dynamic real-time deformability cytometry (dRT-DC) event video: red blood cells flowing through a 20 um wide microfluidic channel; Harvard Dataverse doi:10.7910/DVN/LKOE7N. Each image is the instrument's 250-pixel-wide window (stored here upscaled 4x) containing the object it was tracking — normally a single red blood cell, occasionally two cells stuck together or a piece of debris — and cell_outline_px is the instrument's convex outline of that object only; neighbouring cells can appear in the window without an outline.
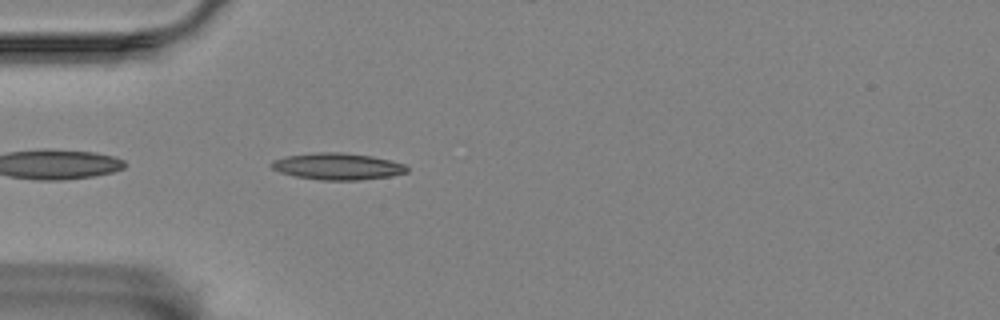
{"species": "Egyptian fruit bat (a non-hibernating species)", "species_latin": "Rousettus aegyptiacus", "temperature_condition": "room temperature", "stored_images_in_passage": 43, "camera_frame_rate_fps": 3000, "um_per_image_px": 0.085, "animal": {"sex": "female"}, "frame": {"image": 1, "passage_image": 2, "time_ms": 0.333, "image_size_px": [1000, 320], "cell_outline_px": [[408, 172], [392, 176], [360, 180], [320, 180], [296, 176], [280, 172], [272, 168], [268, 164], [272, 160], [284, 156], [316, 152], [340, 152], [372, 156], [404, 164], [408, 168]], "centroid_in_image_um": [28.66, 14.14], "position_along_channel_um": 56.3, "area_um2": 21.15}}
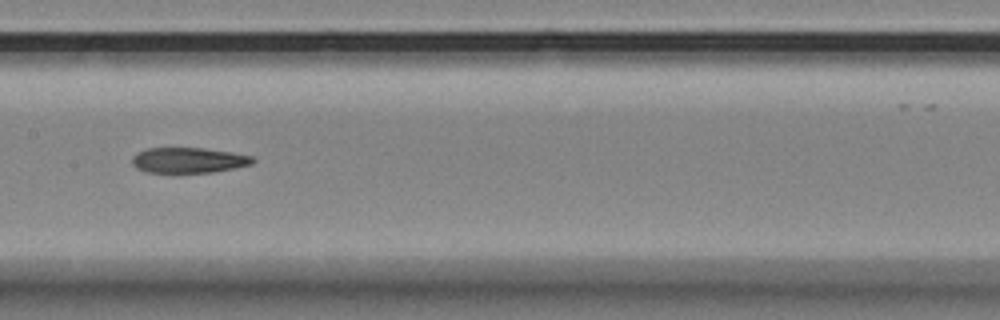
{"frame": {"image": 2, "passage_image": 14, "time_ms": 4.333, "image_size_px": [1000, 320], "cell_outline_px": [[256, 160], [252, 164], [212, 172], [144, 172], [136, 168], [132, 164], [132, 156], [136, 152], [148, 148], [204, 148], [252, 156]], "centroid_in_image_um": [15.97, 13.61], "position_along_channel_um": 191.4, "area_um2": 17.74}}
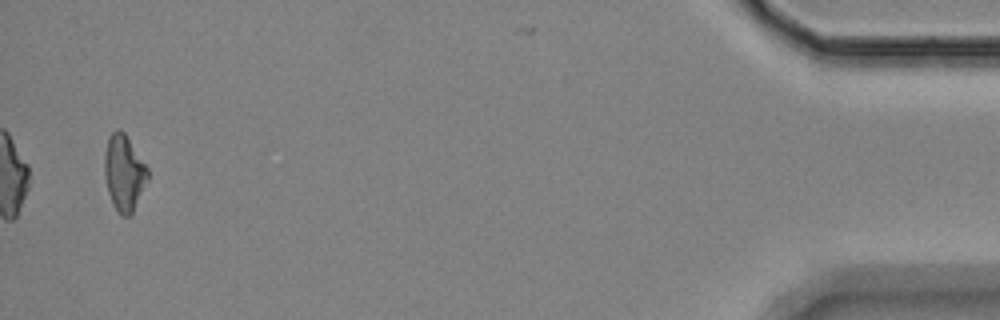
{"frame": {"image": 3, "passage_image": 41, "time_ms": 13.333, "image_size_px": [1000, 320], "cell_outline_px": [[148, 180], [132, 212], [128, 216], [120, 216], [112, 204], [108, 192], [104, 172], [104, 156], [108, 136], [116, 128], [120, 128], [124, 132], [148, 168]], "centroid_in_image_um": [10.52, 14.67], "position_along_channel_um": 424.7, "area_um2": 19.13}}